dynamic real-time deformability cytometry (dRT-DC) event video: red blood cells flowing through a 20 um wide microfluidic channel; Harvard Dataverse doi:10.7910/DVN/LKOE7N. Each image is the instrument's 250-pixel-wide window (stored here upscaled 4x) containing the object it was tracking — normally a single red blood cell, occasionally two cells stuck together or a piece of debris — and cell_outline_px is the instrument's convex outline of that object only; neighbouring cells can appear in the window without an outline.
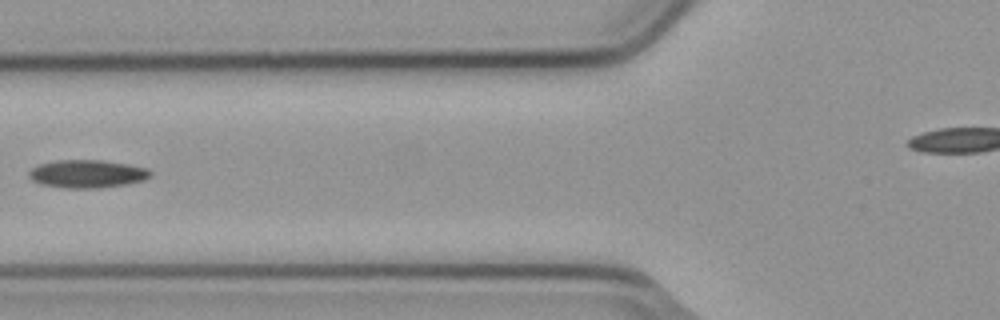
{"species": "common noctule bat (a hibernating species)", "species_latin": "Nyctalus noctula", "temperature_condition": "cold", "stored_images_in_passage": 7, "segment_of_instrument_passage": [1, 2], "camera_frame_rate_fps": 3000, "um_per_image_px": 0.085, "animal": {"sex": "male", "body_mass_g": 23.1, "forearm_length_mm": 52.7}, "frame": {"image": 1, "passage_image": 6, "time_ms": 1.667, "image_size_px": [1000, 320], "cell_outline_px": [[152, 176], [144, 180], [124, 184], [100, 188], [64, 188], [44, 184], [32, 180], [28, 176], [28, 172], [32, 168], [40, 164], [60, 160], [104, 160], [128, 164], [148, 168], [152, 172]], "centroid_in_image_um": [7.45, 14.77], "position_along_channel_um": 118.4, "area_um2": 19.77}}